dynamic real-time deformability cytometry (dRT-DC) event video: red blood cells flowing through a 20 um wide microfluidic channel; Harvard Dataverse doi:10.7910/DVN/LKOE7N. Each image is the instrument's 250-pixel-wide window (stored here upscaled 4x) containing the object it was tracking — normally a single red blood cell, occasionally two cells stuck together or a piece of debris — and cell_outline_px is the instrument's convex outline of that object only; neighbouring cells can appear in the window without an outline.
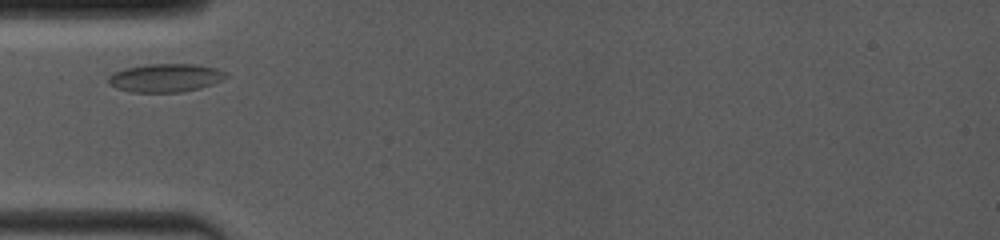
{"species": "common noctule bat (a hibernating species)", "species_latin": "Nyctalus noctula", "temperature_condition": "room temperature", "stored_images_in_passage": 7, "camera_frame_rate_fps": 4000, "um_per_image_px": 0.085, "animal": {"sex": "female", "body_mass_g": 19.0, "forearm_length_mm": 53.3}, "frame": {"image": 1, "passage_image": 1, "time_ms": 0.0, "image_size_px": [1000, 240], "cell_outline_px": [[228, 76], [212, 84], [200, 88], [180, 92], [132, 92], [116, 88], [108, 84], [108, 76], [124, 68], [148, 64], [196, 64], [216, 68], [228, 72]], "centroid_in_image_um": [14.07, 6.61], "position_along_channel_um": 70.9, "area_um2": 19.42}}
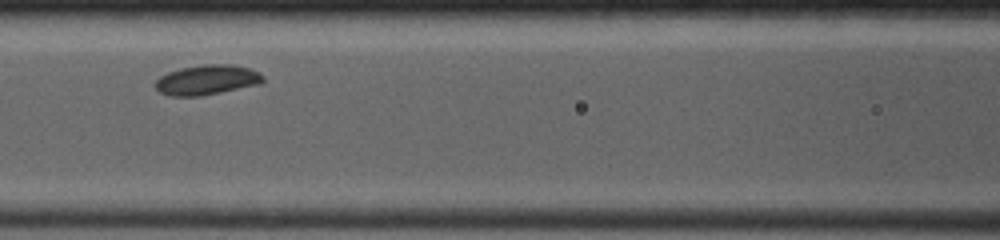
{"frame": {"image": 2, "passage_image": 3, "time_ms": 2.0, "image_size_px": [1000, 240], "cell_outline_px": [[264, 80], [260, 84], [200, 96], [172, 96], [160, 92], [152, 84], [160, 76], [168, 72], [180, 68], [204, 64], [232, 64], [248, 68], [264, 76]], "centroid_in_image_um": [17.55, 6.79], "position_along_channel_um": 149.0, "area_um2": 18.73}}
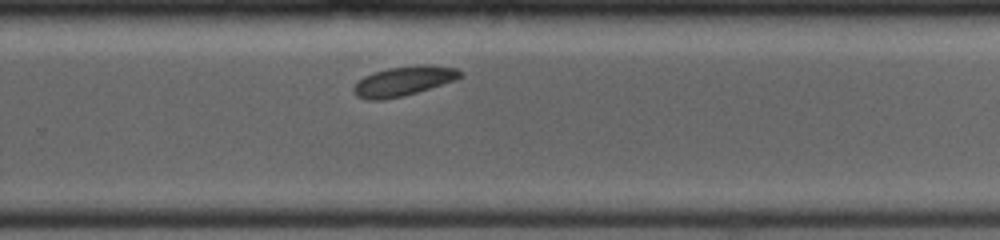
{"frame": {"image": 3, "passage_image": 7, "time_ms": 5.75, "image_size_px": [1000, 240], "cell_outline_px": [[464, 76], [456, 80], [404, 96], [384, 100], [368, 100], [356, 96], [352, 92], [352, 88], [364, 76], [372, 72], [388, 68], [424, 64], [432, 64], [456, 68], [464, 72]], "centroid_in_image_um": [34.33, 6.89], "position_along_channel_um": 295.5, "area_um2": 18.67}}